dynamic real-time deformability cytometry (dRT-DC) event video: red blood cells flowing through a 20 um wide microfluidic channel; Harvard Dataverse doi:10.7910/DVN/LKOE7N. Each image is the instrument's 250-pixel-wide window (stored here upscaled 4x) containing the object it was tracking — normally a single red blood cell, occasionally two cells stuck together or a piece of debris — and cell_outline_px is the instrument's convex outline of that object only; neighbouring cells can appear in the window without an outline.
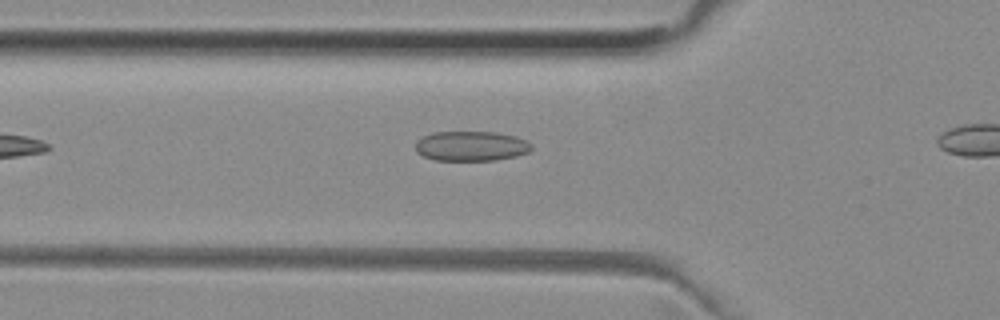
{"species": "common noctule bat (a hibernating species)", "species_latin": "Nyctalus noctula", "temperature_condition": "room temperature", "stored_images_in_passage": 4, "camera_frame_rate_fps": 3000, "um_per_image_px": 0.085, "animal": {"sex": "female", "body_mass_g": 29.2, "forearm_length_mm": 56.3}, "frame": {"image": 1, "passage_image": 2, "time_ms": 0.333, "image_size_px": [1000, 320], "cell_outline_px": [[532, 148], [528, 152], [516, 156], [496, 160], [436, 160], [424, 156], [416, 152], [416, 140], [432, 132], [496, 132], [516, 136], [532, 144]], "centroid_in_image_um": [40.04, 12.41], "position_along_channel_um": 85.8, "area_um2": 20.17}}